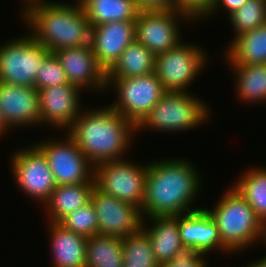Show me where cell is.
<instances>
[{
	"instance_id": "6da1fadb",
	"label": "cell",
	"mask_w": 266,
	"mask_h": 267,
	"mask_svg": "<svg viewBox=\"0 0 266 267\" xmlns=\"http://www.w3.org/2000/svg\"><path fill=\"white\" fill-rule=\"evenodd\" d=\"M199 174L197 167L184 158L149 162L142 217L179 216L201 209L190 208L201 191Z\"/></svg>"
},
{
	"instance_id": "7a4b0ae2",
	"label": "cell",
	"mask_w": 266,
	"mask_h": 267,
	"mask_svg": "<svg viewBox=\"0 0 266 267\" xmlns=\"http://www.w3.org/2000/svg\"><path fill=\"white\" fill-rule=\"evenodd\" d=\"M97 108L81 111L67 130L93 166L125 158L136 132V126L110 105Z\"/></svg>"
},
{
	"instance_id": "3957f363",
	"label": "cell",
	"mask_w": 266,
	"mask_h": 267,
	"mask_svg": "<svg viewBox=\"0 0 266 267\" xmlns=\"http://www.w3.org/2000/svg\"><path fill=\"white\" fill-rule=\"evenodd\" d=\"M23 19L31 28L28 33L51 53L90 45L91 25L83 6L51 1L35 6Z\"/></svg>"
},
{
	"instance_id": "277c9868",
	"label": "cell",
	"mask_w": 266,
	"mask_h": 267,
	"mask_svg": "<svg viewBox=\"0 0 266 267\" xmlns=\"http://www.w3.org/2000/svg\"><path fill=\"white\" fill-rule=\"evenodd\" d=\"M225 192L213 209H206L217 224L222 243L232 253L243 252L254 243H263L266 226L253 208L233 185Z\"/></svg>"
},
{
	"instance_id": "5b68a950",
	"label": "cell",
	"mask_w": 266,
	"mask_h": 267,
	"mask_svg": "<svg viewBox=\"0 0 266 267\" xmlns=\"http://www.w3.org/2000/svg\"><path fill=\"white\" fill-rule=\"evenodd\" d=\"M209 109L207 103L192 92H166L136 126V131H189L208 121L212 113Z\"/></svg>"
},
{
	"instance_id": "8992f818",
	"label": "cell",
	"mask_w": 266,
	"mask_h": 267,
	"mask_svg": "<svg viewBox=\"0 0 266 267\" xmlns=\"http://www.w3.org/2000/svg\"><path fill=\"white\" fill-rule=\"evenodd\" d=\"M50 54L51 52L29 33L1 44L0 82L35 87L36 74Z\"/></svg>"
},
{
	"instance_id": "52a82bcc",
	"label": "cell",
	"mask_w": 266,
	"mask_h": 267,
	"mask_svg": "<svg viewBox=\"0 0 266 267\" xmlns=\"http://www.w3.org/2000/svg\"><path fill=\"white\" fill-rule=\"evenodd\" d=\"M148 162L139 165L129 159L112 160L94 166L95 187L140 210L145 195Z\"/></svg>"
},
{
	"instance_id": "ba28073f",
	"label": "cell",
	"mask_w": 266,
	"mask_h": 267,
	"mask_svg": "<svg viewBox=\"0 0 266 267\" xmlns=\"http://www.w3.org/2000/svg\"><path fill=\"white\" fill-rule=\"evenodd\" d=\"M181 41L175 48L155 55V73L167 92L187 93L205 68L207 53L196 43Z\"/></svg>"
},
{
	"instance_id": "9c48e42d",
	"label": "cell",
	"mask_w": 266,
	"mask_h": 267,
	"mask_svg": "<svg viewBox=\"0 0 266 267\" xmlns=\"http://www.w3.org/2000/svg\"><path fill=\"white\" fill-rule=\"evenodd\" d=\"M107 87H113L117 94V100L110 106L135 126L167 92L155 72L138 77L115 78Z\"/></svg>"
},
{
	"instance_id": "30bf717a",
	"label": "cell",
	"mask_w": 266,
	"mask_h": 267,
	"mask_svg": "<svg viewBox=\"0 0 266 267\" xmlns=\"http://www.w3.org/2000/svg\"><path fill=\"white\" fill-rule=\"evenodd\" d=\"M66 136V137H65ZM64 140L55 138L33 143L46 157L56 185L94 183V166L67 134Z\"/></svg>"
},
{
	"instance_id": "8fae6325",
	"label": "cell",
	"mask_w": 266,
	"mask_h": 267,
	"mask_svg": "<svg viewBox=\"0 0 266 267\" xmlns=\"http://www.w3.org/2000/svg\"><path fill=\"white\" fill-rule=\"evenodd\" d=\"M16 152L10 160L18 189L44 205L56 187L45 155L35 145Z\"/></svg>"
},
{
	"instance_id": "7c38bea8",
	"label": "cell",
	"mask_w": 266,
	"mask_h": 267,
	"mask_svg": "<svg viewBox=\"0 0 266 267\" xmlns=\"http://www.w3.org/2000/svg\"><path fill=\"white\" fill-rule=\"evenodd\" d=\"M182 20L194 22L188 15L178 10L140 12L135 20L136 41L154 55L175 48L181 42L182 36L178 24Z\"/></svg>"
},
{
	"instance_id": "4fadbf2b",
	"label": "cell",
	"mask_w": 266,
	"mask_h": 267,
	"mask_svg": "<svg viewBox=\"0 0 266 267\" xmlns=\"http://www.w3.org/2000/svg\"><path fill=\"white\" fill-rule=\"evenodd\" d=\"M93 203L98 223V234L124 238L142 228L143 217L138 207L118 200L94 187Z\"/></svg>"
},
{
	"instance_id": "5bb4252c",
	"label": "cell",
	"mask_w": 266,
	"mask_h": 267,
	"mask_svg": "<svg viewBox=\"0 0 266 267\" xmlns=\"http://www.w3.org/2000/svg\"><path fill=\"white\" fill-rule=\"evenodd\" d=\"M81 91L70 83L39 90L40 125H53L67 131L83 110Z\"/></svg>"
},
{
	"instance_id": "9a60e30c",
	"label": "cell",
	"mask_w": 266,
	"mask_h": 267,
	"mask_svg": "<svg viewBox=\"0 0 266 267\" xmlns=\"http://www.w3.org/2000/svg\"><path fill=\"white\" fill-rule=\"evenodd\" d=\"M61 63L70 84L93 92L107 89L106 71L99 65L91 45L68 47L53 52Z\"/></svg>"
},
{
	"instance_id": "2e32d148",
	"label": "cell",
	"mask_w": 266,
	"mask_h": 267,
	"mask_svg": "<svg viewBox=\"0 0 266 267\" xmlns=\"http://www.w3.org/2000/svg\"><path fill=\"white\" fill-rule=\"evenodd\" d=\"M0 109L10 130L40 125L39 91L35 87L0 82Z\"/></svg>"
},
{
	"instance_id": "e0dca14e",
	"label": "cell",
	"mask_w": 266,
	"mask_h": 267,
	"mask_svg": "<svg viewBox=\"0 0 266 267\" xmlns=\"http://www.w3.org/2000/svg\"><path fill=\"white\" fill-rule=\"evenodd\" d=\"M135 21H114L91 26L90 45L99 65L107 72L122 52L136 40Z\"/></svg>"
},
{
	"instance_id": "ac0fdd59",
	"label": "cell",
	"mask_w": 266,
	"mask_h": 267,
	"mask_svg": "<svg viewBox=\"0 0 266 267\" xmlns=\"http://www.w3.org/2000/svg\"><path fill=\"white\" fill-rule=\"evenodd\" d=\"M179 231L186 250L209 255L214 250L232 253L223 243L217 224L206 208L179 215Z\"/></svg>"
},
{
	"instance_id": "d6986e66",
	"label": "cell",
	"mask_w": 266,
	"mask_h": 267,
	"mask_svg": "<svg viewBox=\"0 0 266 267\" xmlns=\"http://www.w3.org/2000/svg\"><path fill=\"white\" fill-rule=\"evenodd\" d=\"M149 222L152 227L147 224ZM142 229L149 236L154 257L159 264L171 261L186 251L180 237L179 216L143 218Z\"/></svg>"
},
{
	"instance_id": "ffe728a7",
	"label": "cell",
	"mask_w": 266,
	"mask_h": 267,
	"mask_svg": "<svg viewBox=\"0 0 266 267\" xmlns=\"http://www.w3.org/2000/svg\"><path fill=\"white\" fill-rule=\"evenodd\" d=\"M53 267H86L87 238L66 229L59 222H49Z\"/></svg>"
},
{
	"instance_id": "44dd1931",
	"label": "cell",
	"mask_w": 266,
	"mask_h": 267,
	"mask_svg": "<svg viewBox=\"0 0 266 267\" xmlns=\"http://www.w3.org/2000/svg\"><path fill=\"white\" fill-rule=\"evenodd\" d=\"M95 183L56 185L50 198L44 203L48 222H60L68 214L85 206L91 199Z\"/></svg>"
},
{
	"instance_id": "7402d4cb",
	"label": "cell",
	"mask_w": 266,
	"mask_h": 267,
	"mask_svg": "<svg viewBox=\"0 0 266 267\" xmlns=\"http://www.w3.org/2000/svg\"><path fill=\"white\" fill-rule=\"evenodd\" d=\"M155 72V55L138 41L132 42L106 72L107 86L115 78H131Z\"/></svg>"
},
{
	"instance_id": "603a6c76",
	"label": "cell",
	"mask_w": 266,
	"mask_h": 267,
	"mask_svg": "<svg viewBox=\"0 0 266 267\" xmlns=\"http://www.w3.org/2000/svg\"><path fill=\"white\" fill-rule=\"evenodd\" d=\"M225 47L227 64H266V24L232 39Z\"/></svg>"
},
{
	"instance_id": "cb8c5ba5",
	"label": "cell",
	"mask_w": 266,
	"mask_h": 267,
	"mask_svg": "<svg viewBox=\"0 0 266 267\" xmlns=\"http://www.w3.org/2000/svg\"><path fill=\"white\" fill-rule=\"evenodd\" d=\"M234 71L237 98L245 103L266 102V64H228ZM263 101V102H261Z\"/></svg>"
},
{
	"instance_id": "d4e9b609",
	"label": "cell",
	"mask_w": 266,
	"mask_h": 267,
	"mask_svg": "<svg viewBox=\"0 0 266 267\" xmlns=\"http://www.w3.org/2000/svg\"><path fill=\"white\" fill-rule=\"evenodd\" d=\"M83 8L91 26L135 21L140 13L136 0H88Z\"/></svg>"
},
{
	"instance_id": "484cf974",
	"label": "cell",
	"mask_w": 266,
	"mask_h": 267,
	"mask_svg": "<svg viewBox=\"0 0 266 267\" xmlns=\"http://www.w3.org/2000/svg\"><path fill=\"white\" fill-rule=\"evenodd\" d=\"M122 238L96 234L87 238L86 267H123Z\"/></svg>"
},
{
	"instance_id": "4316f807",
	"label": "cell",
	"mask_w": 266,
	"mask_h": 267,
	"mask_svg": "<svg viewBox=\"0 0 266 267\" xmlns=\"http://www.w3.org/2000/svg\"><path fill=\"white\" fill-rule=\"evenodd\" d=\"M233 183L266 226V168H249Z\"/></svg>"
},
{
	"instance_id": "83f0119b",
	"label": "cell",
	"mask_w": 266,
	"mask_h": 267,
	"mask_svg": "<svg viewBox=\"0 0 266 267\" xmlns=\"http://www.w3.org/2000/svg\"><path fill=\"white\" fill-rule=\"evenodd\" d=\"M122 244L123 267H159L149 236L142 228L122 238Z\"/></svg>"
},
{
	"instance_id": "f1b7e54d",
	"label": "cell",
	"mask_w": 266,
	"mask_h": 267,
	"mask_svg": "<svg viewBox=\"0 0 266 267\" xmlns=\"http://www.w3.org/2000/svg\"><path fill=\"white\" fill-rule=\"evenodd\" d=\"M229 22L235 31L234 38L266 24V1L248 0L241 8L229 15Z\"/></svg>"
},
{
	"instance_id": "f546056e",
	"label": "cell",
	"mask_w": 266,
	"mask_h": 267,
	"mask_svg": "<svg viewBox=\"0 0 266 267\" xmlns=\"http://www.w3.org/2000/svg\"><path fill=\"white\" fill-rule=\"evenodd\" d=\"M59 223L86 238L98 234L97 215L91 201L68 214Z\"/></svg>"
},
{
	"instance_id": "4dcf8cb0",
	"label": "cell",
	"mask_w": 266,
	"mask_h": 267,
	"mask_svg": "<svg viewBox=\"0 0 266 267\" xmlns=\"http://www.w3.org/2000/svg\"><path fill=\"white\" fill-rule=\"evenodd\" d=\"M69 84L60 61L51 53L40 66L35 79V88L39 91L44 88Z\"/></svg>"
},
{
	"instance_id": "1f68e13d",
	"label": "cell",
	"mask_w": 266,
	"mask_h": 267,
	"mask_svg": "<svg viewBox=\"0 0 266 267\" xmlns=\"http://www.w3.org/2000/svg\"><path fill=\"white\" fill-rule=\"evenodd\" d=\"M216 0H177V10L184 12L195 23L198 19H205Z\"/></svg>"
},
{
	"instance_id": "d6a6232c",
	"label": "cell",
	"mask_w": 266,
	"mask_h": 267,
	"mask_svg": "<svg viewBox=\"0 0 266 267\" xmlns=\"http://www.w3.org/2000/svg\"><path fill=\"white\" fill-rule=\"evenodd\" d=\"M193 250H186L171 261L159 264V267H206L207 257Z\"/></svg>"
},
{
	"instance_id": "836d02e7",
	"label": "cell",
	"mask_w": 266,
	"mask_h": 267,
	"mask_svg": "<svg viewBox=\"0 0 266 267\" xmlns=\"http://www.w3.org/2000/svg\"><path fill=\"white\" fill-rule=\"evenodd\" d=\"M140 12L177 10V0H136Z\"/></svg>"
},
{
	"instance_id": "e575fe53",
	"label": "cell",
	"mask_w": 266,
	"mask_h": 267,
	"mask_svg": "<svg viewBox=\"0 0 266 267\" xmlns=\"http://www.w3.org/2000/svg\"><path fill=\"white\" fill-rule=\"evenodd\" d=\"M246 1L248 0H216L214 6L205 17L208 19L212 14L214 15L215 12H218L219 9L223 10V8L230 15L235 10L241 8Z\"/></svg>"
},
{
	"instance_id": "d590c367",
	"label": "cell",
	"mask_w": 266,
	"mask_h": 267,
	"mask_svg": "<svg viewBox=\"0 0 266 267\" xmlns=\"http://www.w3.org/2000/svg\"><path fill=\"white\" fill-rule=\"evenodd\" d=\"M23 2V5L25 4V7H23L22 17L35 6L51 3L50 1L47 2L45 0H23Z\"/></svg>"
},
{
	"instance_id": "8d00e7d4",
	"label": "cell",
	"mask_w": 266,
	"mask_h": 267,
	"mask_svg": "<svg viewBox=\"0 0 266 267\" xmlns=\"http://www.w3.org/2000/svg\"><path fill=\"white\" fill-rule=\"evenodd\" d=\"M247 267H266V256L251 262Z\"/></svg>"
},
{
	"instance_id": "74e56055",
	"label": "cell",
	"mask_w": 266,
	"mask_h": 267,
	"mask_svg": "<svg viewBox=\"0 0 266 267\" xmlns=\"http://www.w3.org/2000/svg\"><path fill=\"white\" fill-rule=\"evenodd\" d=\"M8 130H9V128L4 123L2 112H1V109H0V136L2 137L3 135H5V133Z\"/></svg>"
},
{
	"instance_id": "f35d334b",
	"label": "cell",
	"mask_w": 266,
	"mask_h": 267,
	"mask_svg": "<svg viewBox=\"0 0 266 267\" xmlns=\"http://www.w3.org/2000/svg\"><path fill=\"white\" fill-rule=\"evenodd\" d=\"M88 0H75L74 4H77L79 6H83Z\"/></svg>"
}]
</instances>
